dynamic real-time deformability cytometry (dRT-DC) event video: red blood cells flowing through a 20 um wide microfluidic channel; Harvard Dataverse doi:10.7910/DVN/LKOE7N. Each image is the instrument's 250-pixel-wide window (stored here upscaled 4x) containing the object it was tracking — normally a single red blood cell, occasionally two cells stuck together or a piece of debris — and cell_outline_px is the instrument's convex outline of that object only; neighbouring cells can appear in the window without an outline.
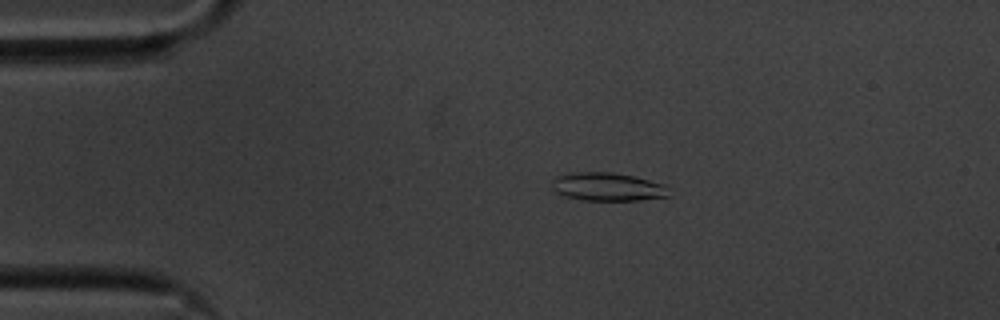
{"species": "common noctule bat (a hibernating species)", "species_latin": "Nyctalus noctula", "temperature_condition": "cold", "stored_images_in_passage": 52, "camera_frame_rate_fps": 3000, "um_per_image_px": 0.085, "animal": {"sex": "male", "body_mass_g": 20.1, "forearm_length_mm": 53.5}, "frame": {"image": 1, "passage_image": 7, "time_ms": 2.0, "image_size_px": [1000, 320], "cell_outline_px": [[668, 196], [640, 200], [584, 200], [564, 196], [556, 192], [552, 188], [552, 180], [556, 176], [572, 172], [612, 172], [632, 176], [664, 184]], "centroid_in_image_um": [51.57, 15.87], "position_along_channel_um": 33.4, "area_um2": 19.07}}
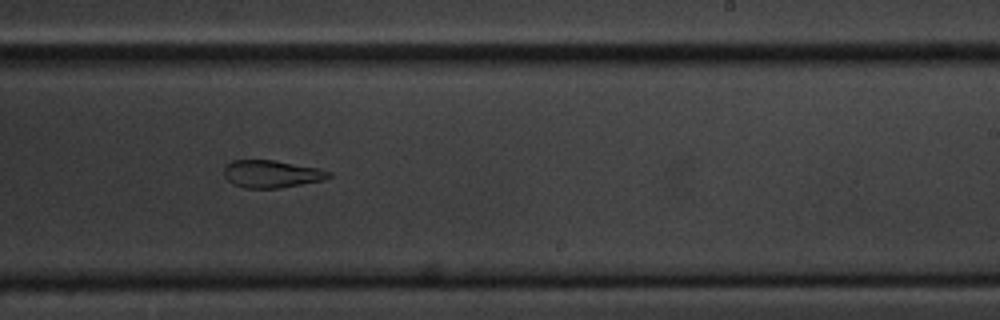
{"frame": {"image": 2, "passage_image": 30, "time_ms": 9.667, "image_size_px": [1000, 320], "cell_outline_px": [[332, 176], [324, 180], [280, 188], [244, 188], [232, 184], [224, 176], [224, 168], [232, 160], [276, 160], [320, 168], [332, 172]], "centroid_in_image_um": [23.11, 14.78], "position_along_channel_um": 265.9, "area_um2": 16.99}}
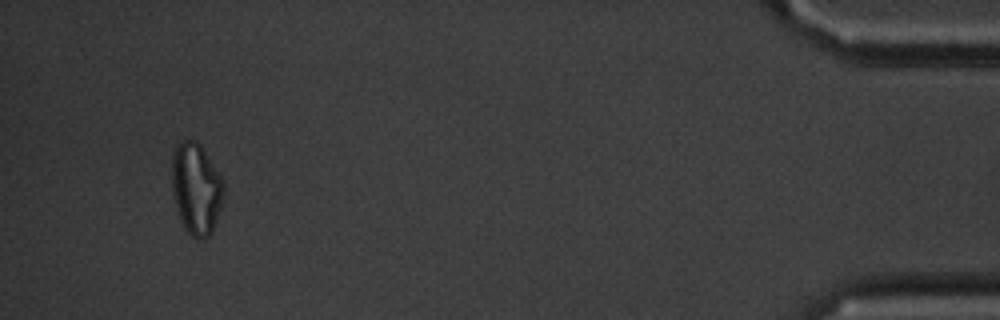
{"frame": {"image": 3, "passage_image": 49, "time_ms": 16.0, "image_size_px": [1000, 320], "cell_outline_px": [[224, 188], [220, 208], [212, 228], [208, 236], [204, 240], [200, 240], [192, 236], [184, 228], [180, 220], [172, 192], [172, 156], [176, 144], [180, 140], [196, 140], [200, 144], [224, 180]], "centroid_in_image_um": [16.65, 16.0], "position_along_channel_um": 418.5, "area_um2": 27.57}}